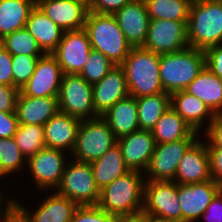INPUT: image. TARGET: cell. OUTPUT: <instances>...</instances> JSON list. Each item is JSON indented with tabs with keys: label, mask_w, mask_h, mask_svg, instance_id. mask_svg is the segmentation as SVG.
<instances>
[{
	"label": "cell",
	"mask_w": 222,
	"mask_h": 222,
	"mask_svg": "<svg viewBox=\"0 0 222 222\" xmlns=\"http://www.w3.org/2000/svg\"><path fill=\"white\" fill-rule=\"evenodd\" d=\"M115 144L117 138L101 116L82 120L70 154L75 157L74 160L91 163L101 158Z\"/></svg>",
	"instance_id": "cell-6"
},
{
	"label": "cell",
	"mask_w": 222,
	"mask_h": 222,
	"mask_svg": "<svg viewBox=\"0 0 222 222\" xmlns=\"http://www.w3.org/2000/svg\"><path fill=\"white\" fill-rule=\"evenodd\" d=\"M80 119L58 112L44 124L46 148L73 151Z\"/></svg>",
	"instance_id": "cell-23"
},
{
	"label": "cell",
	"mask_w": 222,
	"mask_h": 222,
	"mask_svg": "<svg viewBox=\"0 0 222 222\" xmlns=\"http://www.w3.org/2000/svg\"><path fill=\"white\" fill-rule=\"evenodd\" d=\"M193 0H144L150 20L188 22Z\"/></svg>",
	"instance_id": "cell-32"
},
{
	"label": "cell",
	"mask_w": 222,
	"mask_h": 222,
	"mask_svg": "<svg viewBox=\"0 0 222 222\" xmlns=\"http://www.w3.org/2000/svg\"><path fill=\"white\" fill-rule=\"evenodd\" d=\"M222 186L214 180L195 184H178V202L182 212V222H195L202 218L207 206Z\"/></svg>",
	"instance_id": "cell-16"
},
{
	"label": "cell",
	"mask_w": 222,
	"mask_h": 222,
	"mask_svg": "<svg viewBox=\"0 0 222 222\" xmlns=\"http://www.w3.org/2000/svg\"><path fill=\"white\" fill-rule=\"evenodd\" d=\"M97 188L102 190L130 170L126 167L118 144L111 147L101 158L90 163Z\"/></svg>",
	"instance_id": "cell-28"
},
{
	"label": "cell",
	"mask_w": 222,
	"mask_h": 222,
	"mask_svg": "<svg viewBox=\"0 0 222 222\" xmlns=\"http://www.w3.org/2000/svg\"><path fill=\"white\" fill-rule=\"evenodd\" d=\"M0 83L13 86L12 55L0 44Z\"/></svg>",
	"instance_id": "cell-43"
},
{
	"label": "cell",
	"mask_w": 222,
	"mask_h": 222,
	"mask_svg": "<svg viewBox=\"0 0 222 222\" xmlns=\"http://www.w3.org/2000/svg\"><path fill=\"white\" fill-rule=\"evenodd\" d=\"M71 222H121V218L107 213L98 205H85L77 207Z\"/></svg>",
	"instance_id": "cell-38"
},
{
	"label": "cell",
	"mask_w": 222,
	"mask_h": 222,
	"mask_svg": "<svg viewBox=\"0 0 222 222\" xmlns=\"http://www.w3.org/2000/svg\"><path fill=\"white\" fill-rule=\"evenodd\" d=\"M25 28L45 53H52L57 48L65 32L52 22L37 5L31 10Z\"/></svg>",
	"instance_id": "cell-26"
},
{
	"label": "cell",
	"mask_w": 222,
	"mask_h": 222,
	"mask_svg": "<svg viewBox=\"0 0 222 222\" xmlns=\"http://www.w3.org/2000/svg\"><path fill=\"white\" fill-rule=\"evenodd\" d=\"M27 161L13 137L0 138V177L20 171Z\"/></svg>",
	"instance_id": "cell-35"
},
{
	"label": "cell",
	"mask_w": 222,
	"mask_h": 222,
	"mask_svg": "<svg viewBox=\"0 0 222 222\" xmlns=\"http://www.w3.org/2000/svg\"><path fill=\"white\" fill-rule=\"evenodd\" d=\"M121 222H143L138 216L122 218Z\"/></svg>",
	"instance_id": "cell-49"
},
{
	"label": "cell",
	"mask_w": 222,
	"mask_h": 222,
	"mask_svg": "<svg viewBox=\"0 0 222 222\" xmlns=\"http://www.w3.org/2000/svg\"><path fill=\"white\" fill-rule=\"evenodd\" d=\"M91 48L102 52L115 65H121L132 46L127 42L114 15L88 12L83 28Z\"/></svg>",
	"instance_id": "cell-5"
},
{
	"label": "cell",
	"mask_w": 222,
	"mask_h": 222,
	"mask_svg": "<svg viewBox=\"0 0 222 222\" xmlns=\"http://www.w3.org/2000/svg\"><path fill=\"white\" fill-rule=\"evenodd\" d=\"M205 68L204 50L187 47L178 52L160 55L161 84L166 93L185 90Z\"/></svg>",
	"instance_id": "cell-4"
},
{
	"label": "cell",
	"mask_w": 222,
	"mask_h": 222,
	"mask_svg": "<svg viewBox=\"0 0 222 222\" xmlns=\"http://www.w3.org/2000/svg\"><path fill=\"white\" fill-rule=\"evenodd\" d=\"M160 55L142 47H132L120 65L129 95L135 98L165 92L160 79Z\"/></svg>",
	"instance_id": "cell-2"
},
{
	"label": "cell",
	"mask_w": 222,
	"mask_h": 222,
	"mask_svg": "<svg viewBox=\"0 0 222 222\" xmlns=\"http://www.w3.org/2000/svg\"><path fill=\"white\" fill-rule=\"evenodd\" d=\"M13 138L26 159L46 148L44 126L42 125L19 124Z\"/></svg>",
	"instance_id": "cell-33"
},
{
	"label": "cell",
	"mask_w": 222,
	"mask_h": 222,
	"mask_svg": "<svg viewBox=\"0 0 222 222\" xmlns=\"http://www.w3.org/2000/svg\"><path fill=\"white\" fill-rule=\"evenodd\" d=\"M1 204H2V203H0V215H1V214L3 213V211H4V210L1 209V208H2ZM1 211H2V212H1Z\"/></svg>",
	"instance_id": "cell-51"
},
{
	"label": "cell",
	"mask_w": 222,
	"mask_h": 222,
	"mask_svg": "<svg viewBox=\"0 0 222 222\" xmlns=\"http://www.w3.org/2000/svg\"><path fill=\"white\" fill-rule=\"evenodd\" d=\"M36 0H0V40L25 28Z\"/></svg>",
	"instance_id": "cell-29"
},
{
	"label": "cell",
	"mask_w": 222,
	"mask_h": 222,
	"mask_svg": "<svg viewBox=\"0 0 222 222\" xmlns=\"http://www.w3.org/2000/svg\"><path fill=\"white\" fill-rule=\"evenodd\" d=\"M42 56H12L13 87L21 90L35 71L38 59Z\"/></svg>",
	"instance_id": "cell-37"
},
{
	"label": "cell",
	"mask_w": 222,
	"mask_h": 222,
	"mask_svg": "<svg viewBox=\"0 0 222 222\" xmlns=\"http://www.w3.org/2000/svg\"><path fill=\"white\" fill-rule=\"evenodd\" d=\"M101 117L108 123L117 139L140 130L136 98L130 95L117 101Z\"/></svg>",
	"instance_id": "cell-25"
},
{
	"label": "cell",
	"mask_w": 222,
	"mask_h": 222,
	"mask_svg": "<svg viewBox=\"0 0 222 222\" xmlns=\"http://www.w3.org/2000/svg\"><path fill=\"white\" fill-rule=\"evenodd\" d=\"M170 106L193 131L198 133H200L199 131L205 118L209 117L208 124H210V121L215 116L204 102L185 90L170 94Z\"/></svg>",
	"instance_id": "cell-24"
},
{
	"label": "cell",
	"mask_w": 222,
	"mask_h": 222,
	"mask_svg": "<svg viewBox=\"0 0 222 222\" xmlns=\"http://www.w3.org/2000/svg\"><path fill=\"white\" fill-rule=\"evenodd\" d=\"M205 66L222 79V43L204 50Z\"/></svg>",
	"instance_id": "cell-41"
},
{
	"label": "cell",
	"mask_w": 222,
	"mask_h": 222,
	"mask_svg": "<svg viewBox=\"0 0 222 222\" xmlns=\"http://www.w3.org/2000/svg\"><path fill=\"white\" fill-rule=\"evenodd\" d=\"M187 23L174 20H150L142 48L156 54H168L189 47Z\"/></svg>",
	"instance_id": "cell-10"
},
{
	"label": "cell",
	"mask_w": 222,
	"mask_h": 222,
	"mask_svg": "<svg viewBox=\"0 0 222 222\" xmlns=\"http://www.w3.org/2000/svg\"><path fill=\"white\" fill-rule=\"evenodd\" d=\"M142 211L182 222V212L178 202V183L145 181Z\"/></svg>",
	"instance_id": "cell-11"
},
{
	"label": "cell",
	"mask_w": 222,
	"mask_h": 222,
	"mask_svg": "<svg viewBox=\"0 0 222 222\" xmlns=\"http://www.w3.org/2000/svg\"><path fill=\"white\" fill-rule=\"evenodd\" d=\"M113 66H115V64L102 52L92 49L79 74L86 82L93 85L102 80Z\"/></svg>",
	"instance_id": "cell-36"
},
{
	"label": "cell",
	"mask_w": 222,
	"mask_h": 222,
	"mask_svg": "<svg viewBox=\"0 0 222 222\" xmlns=\"http://www.w3.org/2000/svg\"><path fill=\"white\" fill-rule=\"evenodd\" d=\"M202 217L208 222H222V189L214 196Z\"/></svg>",
	"instance_id": "cell-45"
},
{
	"label": "cell",
	"mask_w": 222,
	"mask_h": 222,
	"mask_svg": "<svg viewBox=\"0 0 222 222\" xmlns=\"http://www.w3.org/2000/svg\"><path fill=\"white\" fill-rule=\"evenodd\" d=\"M72 161L66 164L56 192L78 206L97 205L100 191L95 184L90 163Z\"/></svg>",
	"instance_id": "cell-7"
},
{
	"label": "cell",
	"mask_w": 222,
	"mask_h": 222,
	"mask_svg": "<svg viewBox=\"0 0 222 222\" xmlns=\"http://www.w3.org/2000/svg\"><path fill=\"white\" fill-rule=\"evenodd\" d=\"M19 92L17 87L0 83V111L15 112Z\"/></svg>",
	"instance_id": "cell-42"
},
{
	"label": "cell",
	"mask_w": 222,
	"mask_h": 222,
	"mask_svg": "<svg viewBox=\"0 0 222 222\" xmlns=\"http://www.w3.org/2000/svg\"><path fill=\"white\" fill-rule=\"evenodd\" d=\"M124 163L130 171L141 172L147 170L151 156L156 146L151 131L138 130L117 139Z\"/></svg>",
	"instance_id": "cell-18"
},
{
	"label": "cell",
	"mask_w": 222,
	"mask_h": 222,
	"mask_svg": "<svg viewBox=\"0 0 222 222\" xmlns=\"http://www.w3.org/2000/svg\"><path fill=\"white\" fill-rule=\"evenodd\" d=\"M36 5L64 31L83 29L89 12L86 0H36Z\"/></svg>",
	"instance_id": "cell-15"
},
{
	"label": "cell",
	"mask_w": 222,
	"mask_h": 222,
	"mask_svg": "<svg viewBox=\"0 0 222 222\" xmlns=\"http://www.w3.org/2000/svg\"><path fill=\"white\" fill-rule=\"evenodd\" d=\"M185 91L199 98L215 115L222 114V79L206 66Z\"/></svg>",
	"instance_id": "cell-27"
},
{
	"label": "cell",
	"mask_w": 222,
	"mask_h": 222,
	"mask_svg": "<svg viewBox=\"0 0 222 222\" xmlns=\"http://www.w3.org/2000/svg\"><path fill=\"white\" fill-rule=\"evenodd\" d=\"M62 75L57 59L46 53L38 59L34 73L20 91L30 97H58Z\"/></svg>",
	"instance_id": "cell-14"
},
{
	"label": "cell",
	"mask_w": 222,
	"mask_h": 222,
	"mask_svg": "<svg viewBox=\"0 0 222 222\" xmlns=\"http://www.w3.org/2000/svg\"><path fill=\"white\" fill-rule=\"evenodd\" d=\"M12 201V198L7 200L5 211L0 215V222H28L23 217V215L12 205Z\"/></svg>",
	"instance_id": "cell-47"
},
{
	"label": "cell",
	"mask_w": 222,
	"mask_h": 222,
	"mask_svg": "<svg viewBox=\"0 0 222 222\" xmlns=\"http://www.w3.org/2000/svg\"><path fill=\"white\" fill-rule=\"evenodd\" d=\"M0 44L12 56L21 54L31 56H44L46 54L39 46L36 39L26 28L16 30L11 34L6 35L0 40Z\"/></svg>",
	"instance_id": "cell-34"
},
{
	"label": "cell",
	"mask_w": 222,
	"mask_h": 222,
	"mask_svg": "<svg viewBox=\"0 0 222 222\" xmlns=\"http://www.w3.org/2000/svg\"><path fill=\"white\" fill-rule=\"evenodd\" d=\"M139 129L151 131L163 113L170 106V94L163 92L156 95L136 98Z\"/></svg>",
	"instance_id": "cell-31"
},
{
	"label": "cell",
	"mask_w": 222,
	"mask_h": 222,
	"mask_svg": "<svg viewBox=\"0 0 222 222\" xmlns=\"http://www.w3.org/2000/svg\"><path fill=\"white\" fill-rule=\"evenodd\" d=\"M192 132L190 126L171 107L163 113L151 130L156 144L183 140Z\"/></svg>",
	"instance_id": "cell-30"
},
{
	"label": "cell",
	"mask_w": 222,
	"mask_h": 222,
	"mask_svg": "<svg viewBox=\"0 0 222 222\" xmlns=\"http://www.w3.org/2000/svg\"><path fill=\"white\" fill-rule=\"evenodd\" d=\"M114 17L127 42L132 47H142L149 27L150 17L144 0H133L118 10Z\"/></svg>",
	"instance_id": "cell-19"
},
{
	"label": "cell",
	"mask_w": 222,
	"mask_h": 222,
	"mask_svg": "<svg viewBox=\"0 0 222 222\" xmlns=\"http://www.w3.org/2000/svg\"><path fill=\"white\" fill-rule=\"evenodd\" d=\"M3 193H0V203H2L3 202V195H2ZM2 201V202H1Z\"/></svg>",
	"instance_id": "cell-50"
},
{
	"label": "cell",
	"mask_w": 222,
	"mask_h": 222,
	"mask_svg": "<svg viewBox=\"0 0 222 222\" xmlns=\"http://www.w3.org/2000/svg\"><path fill=\"white\" fill-rule=\"evenodd\" d=\"M212 180L222 186V149H207Z\"/></svg>",
	"instance_id": "cell-46"
},
{
	"label": "cell",
	"mask_w": 222,
	"mask_h": 222,
	"mask_svg": "<svg viewBox=\"0 0 222 222\" xmlns=\"http://www.w3.org/2000/svg\"><path fill=\"white\" fill-rule=\"evenodd\" d=\"M205 130L206 140H209L207 149H222V114L215 115Z\"/></svg>",
	"instance_id": "cell-40"
},
{
	"label": "cell",
	"mask_w": 222,
	"mask_h": 222,
	"mask_svg": "<svg viewBox=\"0 0 222 222\" xmlns=\"http://www.w3.org/2000/svg\"><path fill=\"white\" fill-rule=\"evenodd\" d=\"M144 183L141 172L129 171L100 190L97 205L121 219L138 216L143 209Z\"/></svg>",
	"instance_id": "cell-1"
},
{
	"label": "cell",
	"mask_w": 222,
	"mask_h": 222,
	"mask_svg": "<svg viewBox=\"0 0 222 222\" xmlns=\"http://www.w3.org/2000/svg\"><path fill=\"white\" fill-rule=\"evenodd\" d=\"M12 205L23 215L28 222H71L73 214L78 205L58 194H51L38 206L36 211L31 213L28 208L16 202L14 199Z\"/></svg>",
	"instance_id": "cell-21"
},
{
	"label": "cell",
	"mask_w": 222,
	"mask_h": 222,
	"mask_svg": "<svg viewBox=\"0 0 222 222\" xmlns=\"http://www.w3.org/2000/svg\"><path fill=\"white\" fill-rule=\"evenodd\" d=\"M133 0H89V12L114 15L124 5Z\"/></svg>",
	"instance_id": "cell-39"
},
{
	"label": "cell",
	"mask_w": 222,
	"mask_h": 222,
	"mask_svg": "<svg viewBox=\"0 0 222 222\" xmlns=\"http://www.w3.org/2000/svg\"><path fill=\"white\" fill-rule=\"evenodd\" d=\"M138 217L143 221V222H175L169 219H166L161 216H157L148 212L141 211L138 214Z\"/></svg>",
	"instance_id": "cell-48"
},
{
	"label": "cell",
	"mask_w": 222,
	"mask_h": 222,
	"mask_svg": "<svg viewBox=\"0 0 222 222\" xmlns=\"http://www.w3.org/2000/svg\"><path fill=\"white\" fill-rule=\"evenodd\" d=\"M92 48L84 29L65 31L57 48L51 53L63 74H79Z\"/></svg>",
	"instance_id": "cell-12"
},
{
	"label": "cell",
	"mask_w": 222,
	"mask_h": 222,
	"mask_svg": "<svg viewBox=\"0 0 222 222\" xmlns=\"http://www.w3.org/2000/svg\"><path fill=\"white\" fill-rule=\"evenodd\" d=\"M197 136L198 132L193 131L186 139L156 144L145 180L174 181L181 158Z\"/></svg>",
	"instance_id": "cell-9"
},
{
	"label": "cell",
	"mask_w": 222,
	"mask_h": 222,
	"mask_svg": "<svg viewBox=\"0 0 222 222\" xmlns=\"http://www.w3.org/2000/svg\"><path fill=\"white\" fill-rule=\"evenodd\" d=\"M93 105L99 116L105 114L117 101L129 96L125 74L115 65L99 82L92 85Z\"/></svg>",
	"instance_id": "cell-20"
},
{
	"label": "cell",
	"mask_w": 222,
	"mask_h": 222,
	"mask_svg": "<svg viewBox=\"0 0 222 222\" xmlns=\"http://www.w3.org/2000/svg\"><path fill=\"white\" fill-rule=\"evenodd\" d=\"M189 47L206 50L222 43V0H193L187 23Z\"/></svg>",
	"instance_id": "cell-3"
},
{
	"label": "cell",
	"mask_w": 222,
	"mask_h": 222,
	"mask_svg": "<svg viewBox=\"0 0 222 222\" xmlns=\"http://www.w3.org/2000/svg\"><path fill=\"white\" fill-rule=\"evenodd\" d=\"M59 112L58 97H30L18 94L15 113L19 124L44 126Z\"/></svg>",
	"instance_id": "cell-22"
},
{
	"label": "cell",
	"mask_w": 222,
	"mask_h": 222,
	"mask_svg": "<svg viewBox=\"0 0 222 222\" xmlns=\"http://www.w3.org/2000/svg\"><path fill=\"white\" fill-rule=\"evenodd\" d=\"M18 125L19 123L15 112L0 111V138L13 137Z\"/></svg>",
	"instance_id": "cell-44"
},
{
	"label": "cell",
	"mask_w": 222,
	"mask_h": 222,
	"mask_svg": "<svg viewBox=\"0 0 222 222\" xmlns=\"http://www.w3.org/2000/svg\"><path fill=\"white\" fill-rule=\"evenodd\" d=\"M199 137L181 158L174 181L178 184H195L212 180L210 159L205 142Z\"/></svg>",
	"instance_id": "cell-17"
},
{
	"label": "cell",
	"mask_w": 222,
	"mask_h": 222,
	"mask_svg": "<svg viewBox=\"0 0 222 222\" xmlns=\"http://www.w3.org/2000/svg\"><path fill=\"white\" fill-rule=\"evenodd\" d=\"M59 111L80 120L100 117L93 105L92 85L80 74H63L58 95Z\"/></svg>",
	"instance_id": "cell-8"
},
{
	"label": "cell",
	"mask_w": 222,
	"mask_h": 222,
	"mask_svg": "<svg viewBox=\"0 0 222 222\" xmlns=\"http://www.w3.org/2000/svg\"><path fill=\"white\" fill-rule=\"evenodd\" d=\"M64 151L44 148L27 159L30 174L38 189H56L62 179L66 163Z\"/></svg>",
	"instance_id": "cell-13"
}]
</instances>
